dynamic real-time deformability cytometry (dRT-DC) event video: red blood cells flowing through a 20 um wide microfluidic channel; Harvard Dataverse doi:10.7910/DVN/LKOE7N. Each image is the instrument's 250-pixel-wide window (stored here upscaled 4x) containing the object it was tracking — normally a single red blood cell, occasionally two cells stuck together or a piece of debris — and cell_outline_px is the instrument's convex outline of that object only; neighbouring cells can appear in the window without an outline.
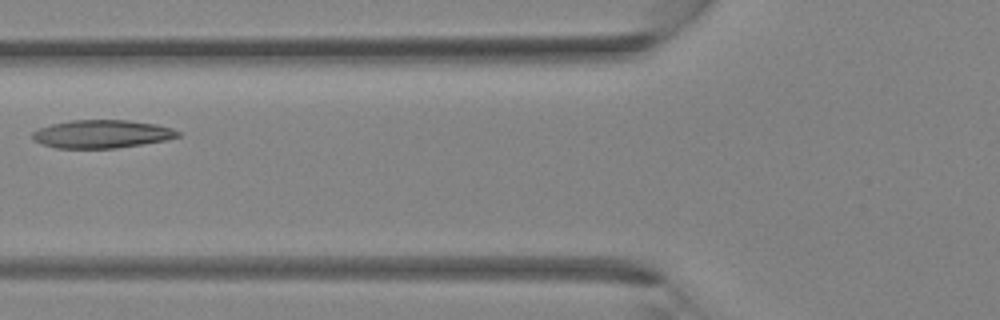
{"species": "Egyptian fruit bat (a non-hibernating species)", "species_latin": "Rousettus aegyptiacus", "temperature_condition": "room temperature", "stored_images_in_passage": 34, "camera_frame_rate_fps": 3000, "um_per_image_px": 0.085, "animal": {"sex": "female"}, "frame": {"image": 1, "passage_image": 11, "time_ms": 3.333, "image_size_px": [1000, 320], "cell_outline_px": [[180, 136], [164, 140], [116, 148], [56, 148], [32, 140], [32, 132], [40, 128], [52, 124], [72, 120], [128, 120], [156, 124], [172, 128], [180, 132]], "centroid_in_image_um": [8.65, 11.38], "position_along_channel_um": 117.2, "area_um2": 23.64}}
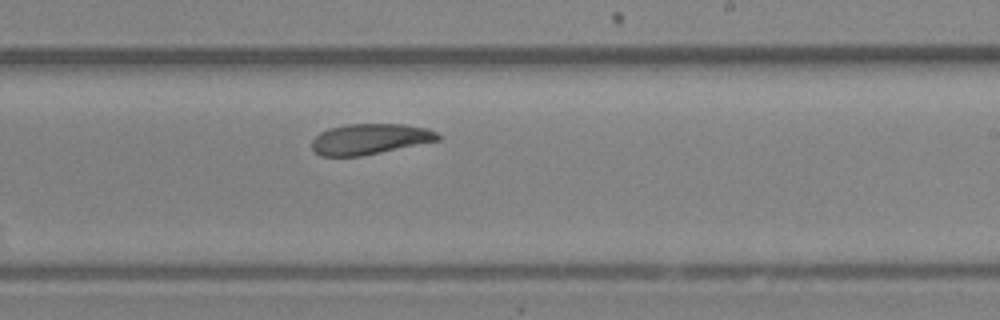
{"frame": {"image": 2, "passage_image": 19, "time_ms": 6.0, "image_size_px": [1000, 320], "cell_outline_px": [[440, 140], [360, 156], [320, 156], [312, 148], [312, 140], [320, 132], [328, 128], [348, 124], [404, 124], [428, 128], [436, 132], [440, 136]], "centroid_in_image_um": [31.43, 11.81], "position_along_channel_um": 257.6, "area_um2": 22.43}}
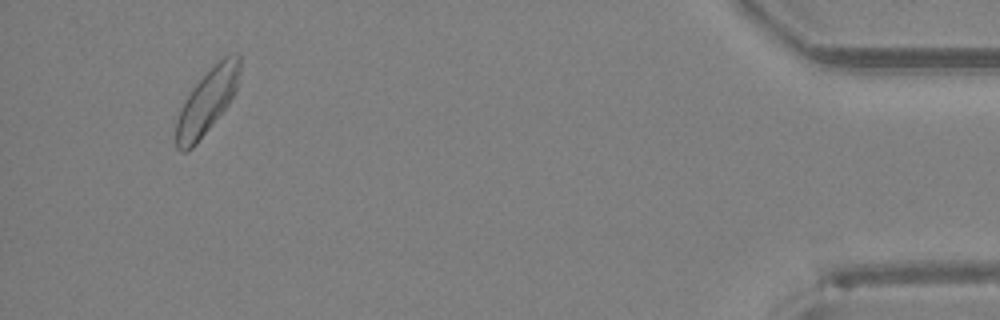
{"frame": {"image": 3, "passage_image": 32, "time_ms": 10.333, "image_size_px": [1000, 320], "cell_outline_px": [[240, 68], [236, 92], [228, 104], [196, 144], [188, 152], [180, 152], [176, 148], [176, 120], [180, 108], [184, 100], [192, 88], [224, 56], [232, 52], [240, 52]], "centroid_in_image_um": [17.59, 8.63], "position_along_channel_um": 417.6, "area_um2": 23.81}}